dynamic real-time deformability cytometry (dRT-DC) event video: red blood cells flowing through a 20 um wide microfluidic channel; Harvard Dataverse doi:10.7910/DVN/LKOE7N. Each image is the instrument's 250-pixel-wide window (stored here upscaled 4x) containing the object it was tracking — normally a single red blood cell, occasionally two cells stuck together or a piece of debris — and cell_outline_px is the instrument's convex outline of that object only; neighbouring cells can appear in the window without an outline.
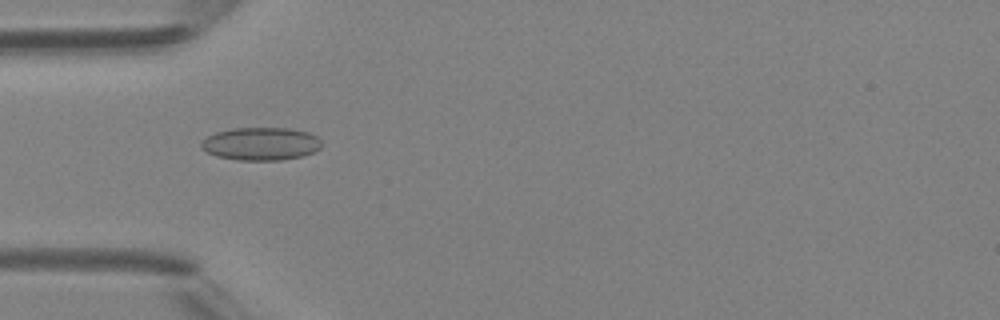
{"species": "Egyptian fruit bat (a non-hibernating species)", "species_latin": "Rousettus aegyptiacus", "temperature_condition": "room temperature", "stored_images_in_passage": 40, "camera_frame_rate_fps": 3000, "um_per_image_px": 0.085, "animal": {"sex": "female"}, "frame": {"image": 1, "passage_image": 8, "time_ms": 2.333, "image_size_px": [1000, 320], "cell_outline_px": [[324, 144], [320, 148], [312, 152], [300, 156], [280, 160], [240, 160], [216, 156], [200, 148], [200, 144], [208, 136], [216, 132], [232, 128], [288, 128], [308, 132], [316, 136]], "centroid_in_image_um": [22.18, 12.22], "position_along_channel_um": 62.8, "area_um2": 23.0}}
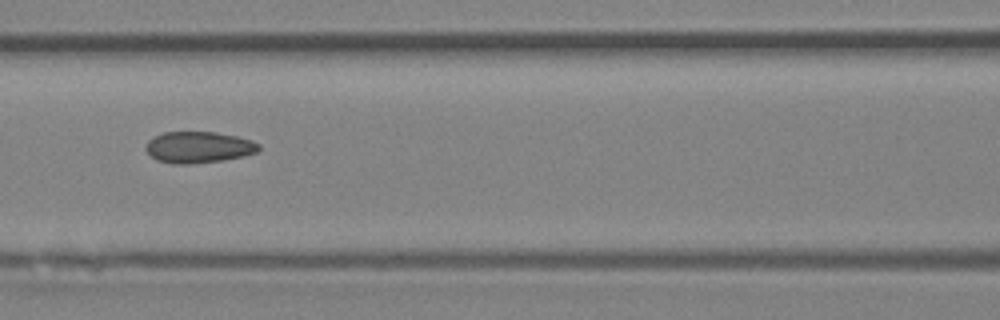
{"frame": {"image": 2, "passage_image": 14, "time_ms": 4.333, "image_size_px": [1000, 320], "cell_outline_px": [[260, 148], [256, 152], [244, 156], [220, 160], [188, 164], [176, 164], [156, 160], [144, 148], [148, 140], [164, 132], [216, 132], [236, 136], [252, 140], [260, 144]], "centroid_in_image_um": [16.88, 12.51], "position_along_channel_um": 149.7, "area_um2": 20.52}}
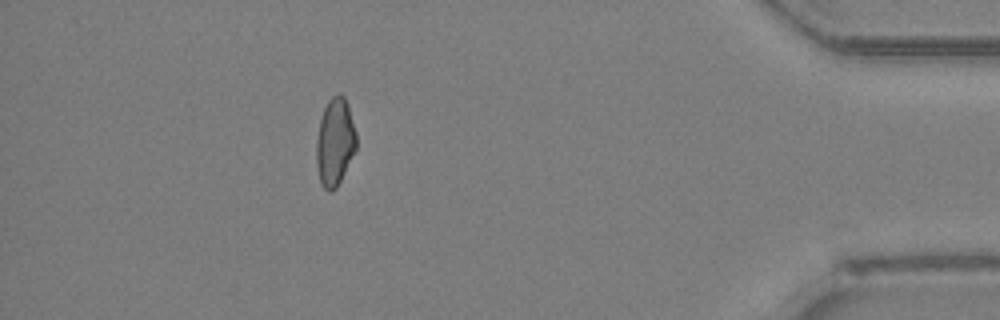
{"frame": {"image": 3, "passage_image": 35, "time_ms": 11.333, "image_size_px": [1000, 320], "cell_outline_px": [[356, 148], [336, 188], [332, 192], [328, 192], [320, 184], [316, 168], [316, 140], [320, 120], [324, 108], [328, 100], [332, 96], [340, 92], [344, 96], [348, 104], [356, 132]], "centroid_in_image_um": [28.45, 12.07], "position_along_channel_um": 406.8, "area_um2": 20.52}, "authors_computed_cell_mechanics": {"area_um2": 20.4323, "velocity_mm_per_s": 4.4232, "shape_relaxation_time_tau1_ms": null, "shape_relaxation_time_tau2_ms": 2.5975, "deformation_change_tau1": null, "deformation_change_tau2": 0.0843}}